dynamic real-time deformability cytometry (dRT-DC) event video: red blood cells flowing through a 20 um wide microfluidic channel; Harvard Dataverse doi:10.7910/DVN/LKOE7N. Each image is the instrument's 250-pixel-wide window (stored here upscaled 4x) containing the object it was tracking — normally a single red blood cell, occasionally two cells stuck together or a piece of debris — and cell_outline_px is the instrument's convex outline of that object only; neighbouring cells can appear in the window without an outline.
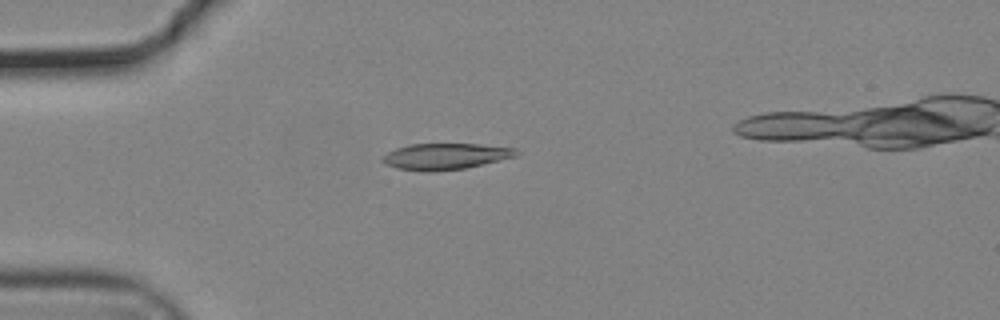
{"species": "common noctule bat (a hibernating species)", "species_latin": "Nyctalus noctula", "temperature_condition": "cold", "stored_images_in_passage": 45, "camera_frame_rate_fps": 3000, "um_per_image_px": 0.085, "animal": {"sex": "male", "body_mass_g": 19.2, "forearm_length_mm": 51.8}, "frame": {"image": 1, "passage_image": 9, "time_ms": 2.667, "image_size_px": [1000, 320], "cell_outline_px": [[520, 152], [516, 156], [464, 168], [432, 172], [420, 172], [396, 168], [384, 164], [380, 160], [388, 152], [396, 148], [408, 144], [480, 144], [516, 148]], "centroid_in_image_um": [37.82, 13.29], "position_along_channel_um": 47.2, "area_um2": 20.52}}
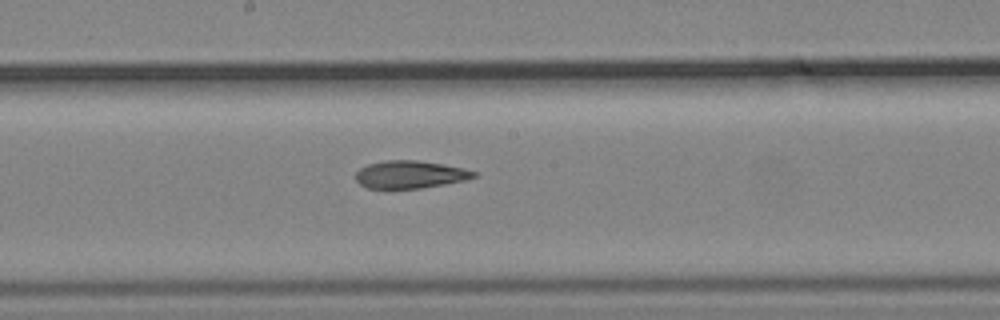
{"frame": {"image": 2, "passage_image": 24, "time_ms": 7.667, "image_size_px": [1000, 320], "cell_outline_px": [[476, 176], [464, 180], [444, 184], [420, 188], [368, 188], [360, 184], [356, 180], [356, 172], [360, 168], [368, 164], [388, 160], [416, 160], [464, 168], [476, 172]], "centroid_in_image_um": [34.83, 14.83], "position_along_channel_um": 213.4, "area_um2": 18.73}}
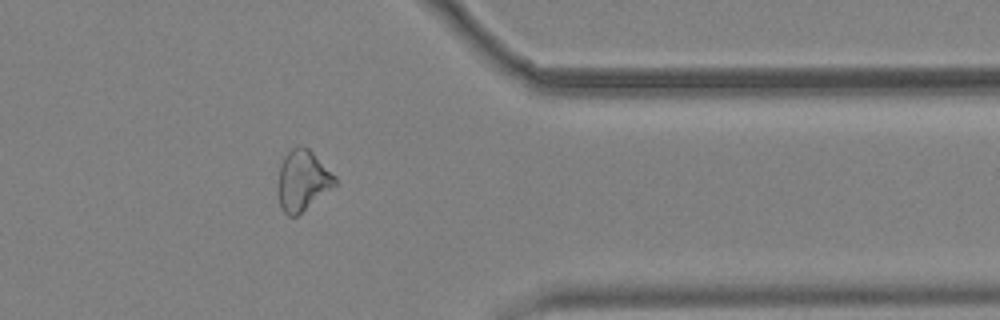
{"frame": {"image": 3, "passage_image": 39, "time_ms": 12.667, "image_size_px": [1000, 320], "cell_outline_px": [[336, 184], [296, 216], [288, 216], [284, 212], [280, 204], [280, 164], [284, 156], [292, 148], [300, 144], [308, 148], [336, 176]], "centroid_in_image_um": [25.74, 15.3], "position_along_channel_um": 385.7, "area_um2": 19.42}}